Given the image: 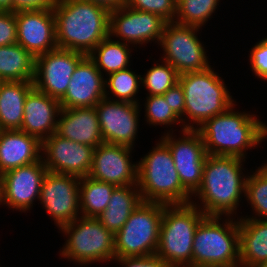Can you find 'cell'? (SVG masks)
Returning a JSON list of instances; mask_svg holds the SVG:
<instances>
[{"label":"cell","mask_w":267,"mask_h":267,"mask_svg":"<svg viewBox=\"0 0 267 267\" xmlns=\"http://www.w3.org/2000/svg\"><path fill=\"white\" fill-rule=\"evenodd\" d=\"M256 43V44H255ZM248 51V64L252 75L267 83V36L255 42Z\"/></svg>","instance_id":"d590c367"},{"label":"cell","mask_w":267,"mask_h":267,"mask_svg":"<svg viewBox=\"0 0 267 267\" xmlns=\"http://www.w3.org/2000/svg\"><path fill=\"white\" fill-rule=\"evenodd\" d=\"M87 1H91L97 5H100L108 9L109 11L117 9L125 3V0H87Z\"/></svg>","instance_id":"60d3db41"},{"label":"cell","mask_w":267,"mask_h":267,"mask_svg":"<svg viewBox=\"0 0 267 267\" xmlns=\"http://www.w3.org/2000/svg\"><path fill=\"white\" fill-rule=\"evenodd\" d=\"M215 67L179 75L185 96L184 129L197 130L207 120L224 113L236 103L225 78ZM217 71V72H216Z\"/></svg>","instance_id":"277c9868"},{"label":"cell","mask_w":267,"mask_h":267,"mask_svg":"<svg viewBox=\"0 0 267 267\" xmlns=\"http://www.w3.org/2000/svg\"><path fill=\"white\" fill-rule=\"evenodd\" d=\"M140 202L142 198L138 185L116 186L108 206L96 218L107 230L115 234L126 223Z\"/></svg>","instance_id":"484cf974"},{"label":"cell","mask_w":267,"mask_h":267,"mask_svg":"<svg viewBox=\"0 0 267 267\" xmlns=\"http://www.w3.org/2000/svg\"><path fill=\"white\" fill-rule=\"evenodd\" d=\"M125 5L134 10L156 14L167 22H174L177 0H125Z\"/></svg>","instance_id":"e575fe53"},{"label":"cell","mask_w":267,"mask_h":267,"mask_svg":"<svg viewBox=\"0 0 267 267\" xmlns=\"http://www.w3.org/2000/svg\"><path fill=\"white\" fill-rule=\"evenodd\" d=\"M220 4L221 0H177L174 22L204 29L206 24L215 18L213 16L217 15Z\"/></svg>","instance_id":"d6a6232c"},{"label":"cell","mask_w":267,"mask_h":267,"mask_svg":"<svg viewBox=\"0 0 267 267\" xmlns=\"http://www.w3.org/2000/svg\"><path fill=\"white\" fill-rule=\"evenodd\" d=\"M237 106L236 102L224 113L207 120L197 129L208 155L237 156L248 159L247 154H250L248 151L261 147L263 120L257 112L241 111Z\"/></svg>","instance_id":"3957f363"},{"label":"cell","mask_w":267,"mask_h":267,"mask_svg":"<svg viewBox=\"0 0 267 267\" xmlns=\"http://www.w3.org/2000/svg\"><path fill=\"white\" fill-rule=\"evenodd\" d=\"M116 185L82 177L79 183L80 215L98 217L108 206Z\"/></svg>","instance_id":"f1b7e54d"},{"label":"cell","mask_w":267,"mask_h":267,"mask_svg":"<svg viewBox=\"0 0 267 267\" xmlns=\"http://www.w3.org/2000/svg\"><path fill=\"white\" fill-rule=\"evenodd\" d=\"M202 30L203 28L197 26L168 22L157 46L162 49L159 58L171 64L179 75L204 71L213 66L210 65L212 61L207 54L206 42L200 37Z\"/></svg>","instance_id":"30bf717a"},{"label":"cell","mask_w":267,"mask_h":267,"mask_svg":"<svg viewBox=\"0 0 267 267\" xmlns=\"http://www.w3.org/2000/svg\"><path fill=\"white\" fill-rule=\"evenodd\" d=\"M33 88V81H7L0 84L1 130L21 129L25 100Z\"/></svg>","instance_id":"d4e9b609"},{"label":"cell","mask_w":267,"mask_h":267,"mask_svg":"<svg viewBox=\"0 0 267 267\" xmlns=\"http://www.w3.org/2000/svg\"><path fill=\"white\" fill-rule=\"evenodd\" d=\"M164 203L142 201L114 234L115 258L156 254Z\"/></svg>","instance_id":"9c48e42d"},{"label":"cell","mask_w":267,"mask_h":267,"mask_svg":"<svg viewBox=\"0 0 267 267\" xmlns=\"http://www.w3.org/2000/svg\"><path fill=\"white\" fill-rule=\"evenodd\" d=\"M95 108L104 143L136 148L142 114L139 104L103 98Z\"/></svg>","instance_id":"9a60e30c"},{"label":"cell","mask_w":267,"mask_h":267,"mask_svg":"<svg viewBox=\"0 0 267 267\" xmlns=\"http://www.w3.org/2000/svg\"><path fill=\"white\" fill-rule=\"evenodd\" d=\"M252 267H267V261L266 262H262L260 264L255 265V266H252Z\"/></svg>","instance_id":"ee69618b"},{"label":"cell","mask_w":267,"mask_h":267,"mask_svg":"<svg viewBox=\"0 0 267 267\" xmlns=\"http://www.w3.org/2000/svg\"><path fill=\"white\" fill-rule=\"evenodd\" d=\"M86 55L56 48L35 58L34 87L60 100L66 93L72 74Z\"/></svg>","instance_id":"2e32d148"},{"label":"cell","mask_w":267,"mask_h":267,"mask_svg":"<svg viewBox=\"0 0 267 267\" xmlns=\"http://www.w3.org/2000/svg\"><path fill=\"white\" fill-rule=\"evenodd\" d=\"M134 152V148L125 145L100 144L94 148L89 177L116 186L137 185L138 161L133 159Z\"/></svg>","instance_id":"ac0fdd59"},{"label":"cell","mask_w":267,"mask_h":267,"mask_svg":"<svg viewBox=\"0 0 267 267\" xmlns=\"http://www.w3.org/2000/svg\"><path fill=\"white\" fill-rule=\"evenodd\" d=\"M240 267L267 261V220L239 218Z\"/></svg>","instance_id":"cb8c5ba5"},{"label":"cell","mask_w":267,"mask_h":267,"mask_svg":"<svg viewBox=\"0 0 267 267\" xmlns=\"http://www.w3.org/2000/svg\"><path fill=\"white\" fill-rule=\"evenodd\" d=\"M114 263L119 267H170L156 254L146 257L115 258Z\"/></svg>","instance_id":"74e56055"},{"label":"cell","mask_w":267,"mask_h":267,"mask_svg":"<svg viewBox=\"0 0 267 267\" xmlns=\"http://www.w3.org/2000/svg\"><path fill=\"white\" fill-rule=\"evenodd\" d=\"M267 141V121L263 122V142ZM262 164L267 168V159L261 161Z\"/></svg>","instance_id":"7bdbcfd3"},{"label":"cell","mask_w":267,"mask_h":267,"mask_svg":"<svg viewBox=\"0 0 267 267\" xmlns=\"http://www.w3.org/2000/svg\"><path fill=\"white\" fill-rule=\"evenodd\" d=\"M245 163L246 159L237 156L207 155L201 186L190 203L207 216L240 218L250 171Z\"/></svg>","instance_id":"6da1fadb"},{"label":"cell","mask_w":267,"mask_h":267,"mask_svg":"<svg viewBox=\"0 0 267 267\" xmlns=\"http://www.w3.org/2000/svg\"><path fill=\"white\" fill-rule=\"evenodd\" d=\"M133 50L138 52L132 45L115 40L109 35L88 56L106 77L111 73L133 66L132 55L135 53Z\"/></svg>","instance_id":"4316f807"},{"label":"cell","mask_w":267,"mask_h":267,"mask_svg":"<svg viewBox=\"0 0 267 267\" xmlns=\"http://www.w3.org/2000/svg\"><path fill=\"white\" fill-rule=\"evenodd\" d=\"M131 66L124 70L111 73L105 77V98L140 104L141 73H136ZM139 95V96H138Z\"/></svg>","instance_id":"f546056e"},{"label":"cell","mask_w":267,"mask_h":267,"mask_svg":"<svg viewBox=\"0 0 267 267\" xmlns=\"http://www.w3.org/2000/svg\"><path fill=\"white\" fill-rule=\"evenodd\" d=\"M138 159V189L142 201L189 204L192 194L182 185L169 147L160 139Z\"/></svg>","instance_id":"5b68a950"},{"label":"cell","mask_w":267,"mask_h":267,"mask_svg":"<svg viewBox=\"0 0 267 267\" xmlns=\"http://www.w3.org/2000/svg\"><path fill=\"white\" fill-rule=\"evenodd\" d=\"M0 12H13V0H0Z\"/></svg>","instance_id":"b9f144b4"},{"label":"cell","mask_w":267,"mask_h":267,"mask_svg":"<svg viewBox=\"0 0 267 267\" xmlns=\"http://www.w3.org/2000/svg\"><path fill=\"white\" fill-rule=\"evenodd\" d=\"M79 177L47 172L40 191V204L58 230L80 217Z\"/></svg>","instance_id":"5bb4252c"},{"label":"cell","mask_w":267,"mask_h":267,"mask_svg":"<svg viewBox=\"0 0 267 267\" xmlns=\"http://www.w3.org/2000/svg\"><path fill=\"white\" fill-rule=\"evenodd\" d=\"M166 102L170 104L172 111L181 119L184 129L185 96L180 83H176L163 94Z\"/></svg>","instance_id":"f35d334b"},{"label":"cell","mask_w":267,"mask_h":267,"mask_svg":"<svg viewBox=\"0 0 267 267\" xmlns=\"http://www.w3.org/2000/svg\"><path fill=\"white\" fill-rule=\"evenodd\" d=\"M167 23L156 14L134 10L123 4L110 11L109 35L141 50L150 43L159 45Z\"/></svg>","instance_id":"7c38bea8"},{"label":"cell","mask_w":267,"mask_h":267,"mask_svg":"<svg viewBox=\"0 0 267 267\" xmlns=\"http://www.w3.org/2000/svg\"><path fill=\"white\" fill-rule=\"evenodd\" d=\"M56 133L93 148L104 143L95 107L61 108Z\"/></svg>","instance_id":"7402d4cb"},{"label":"cell","mask_w":267,"mask_h":267,"mask_svg":"<svg viewBox=\"0 0 267 267\" xmlns=\"http://www.w3.org/2000/svg\"><path fill=\"white\" fill-rule=\"evenodd\" d=\"M17 43L35 58L58 48L53 9L16 12Z\"/></svg>","instance_id":"d6986e66"},{"label":"cell","mask_w":267,"mask_h":267,"mask_svg":"<svg viewBox=\"0 0 267 267\" xmlns=\"http://www.w3.org/2000/svg\"><path fill=\"white\" fill-rule=\"evenodd\" d=\"M145 98L143 97L144 100L139 104L141 108L144 107L142 112L145 125L166 128L160 135L178 132V129L174 130V127L177 128L176 125L181 128L179 131L184 130L181 119L172 111L163 95L145 96Z\"/></svg>","instance_id":"1f68e13d"},{"label":"cell","mask_w":267,"mask_h":267,"mask_svg":"<svg viewBox=\"0 0 267 267\" xmlns=\"http://www.w3.org/2000/svg\"><path fill=\"white\" fill-rule=\"evenodd\" d=\"M57 0H13V12L22 10L52 9Z\"/></svg>","instance_id":"ab89813d"},{"label":"cell","mask_w":267,"mask_h":267,"mask_svg":"<svg viewBox=\"0 0 267 267\" xmlns=\"http://www.w3.org/2000/svg\"><path fill=\"white\" fill-rule=\"evenodd\" d=\"M58 48L89 55L109 36L110 11L87 0H57L52 8Z\"/></svg>","instance_id":"7a4b0ae2"},{"label":"cell","mask_w":267,"mask_h":267,"mask_svg":"<svg viewBox=\"0 0 267 267\" xmlns=\"http://www.w3.org/2000/svg\"><path fill=\"white\" fill-rule=\"evenodd\" d=\"M205 216L192 203L164 204L156 255L170 267H192L194 233Z\"/></svg>","instance_id":"ba28073f"},{"label":"cell","mask_w":267,"mask_h":267,"mask_svg":"<svg viewBox=\"0 0 267 267\" xmlns=\"http://www.w3.org/2000/svg\"><path fill=\"white\" fill-rule=\"evenodd\" d=\"M152 60L153 66L141 74V89L144 88L142 91H146V96L163 95L178 83L179 74L171 64L161 58Z\"/></svg>","instance_id":"836d02e7"},{"label":"cell","mask_w":267,"mask_h":267,"mask_svg":"<svg viewBox=\"0 0 267 267\" xmlns=\"http://www.w3.org/2000/svg\"><path fill=\"white\" fill-rule=\"evenodd\" d=\"M48 169L42 159L11 169L0 175V206L28 213L39 202L43 179Z\"/></svg>","instance_id":"4fadbf2b"},{"label":"cell","mask_w":267,"mask_h":267,"mask_svg":"<svg viewBox=\"0 0 267 267\" xmlns=\"http://www.w3.org/2000/svg\"><path fill=\"white\" fill-rule=\"evenodd\" d=\"M42 142L21 130L0 132V175L41 160Z\"/></svg>","instance_id":"603a6c76"},{"label":"cell","mask_w":267,"mask_h":267,"mask_svg":"<svg viewBox=\"0 0 267 267\" xmlns=\"http://www.w3.org/2000/svg\"><path fill=\"white\" fill-rule=\"evenodd\" d=\"M35 57L18 43L0 46V79L34 81Z\"/></svg>","instance_id":"83f0119b"},{"label":"cell","mask_w":267,"mask_h":267,"mask_svg":"<svg viewBox=\"0 0 267 267\" xmlns=\"http://www.w3.org/2000/svg\"><path fill=\"white\" fill-rule=\"evenodd\" d=\"M245 202L251 208L250 215L247 212L241 218L267 220V168L262 163L248 173Z\"/></svg>","instance_id":"4dcf8cb0"},{"label":"cell","mask_w":267,"mask_h":267,"mask_svg":"<svg viewBox=\"0 0 267 267\" xmlns=\"http://www.w3.org/2000/svg\"><path fill=\"white\" fill-rule=\"evenodd\" d=\"M94 148L59 136L56 132L42 141L41 159L49 172L89 176Z\"/></svg>","instance_id":"e0dca14e"},{"label":"cell","mask_w":267,"mask_h":267,"mask_svg":"<svg viewBox=\"0 0 267 267\" xmlns=\"http://www.w3.org/2000/svg\"><path fill=\"white\" fill-rule=\"evenodd\" d=\"M104 82L105 77L86 55L78 63L65 95L59 100L61 108L95 107L105 98Z\"/></svg>","instance_id":"ffe728a7"},{"label":"cell","mask_w":267,"mask_h":267,"mask_svg":"<svg viewBox=\"0 0 267 267\" xmlns=\"http://www.w3.org/2000/svg\"><path fill=\"white\" fill-rule=\"evenodd\" d=\"M63 234L64 244L58 251L59 259L78 266L112 263L115 259L114 233L107 230L94 217L80 216L58 231Z\"/></svg>","instance_id":"52a82bcc"},{"label":"cell","mask_w":267,"mask_h":267,"mask_svg":"<svg viewBox=\"0 0 267 267\" xmlns=\"http://www.w3.org/2000/svg\"><path fill=\"white\" fill-rule=\"evenodd\" d=\"M60 111L61 105L58 99L34 87L25 100L20 130L42 142L56 132Z\"/></svg>","instance_id":"44dd1931"},{"label":"cell","mask_w":267,"mask_h":267,"mask_svg":"<svg viewBox=\"0 0 267 267\" xmlns=\"http://www.w3.org/2000/svg\"><path fill=\"white\" fill-rule=\"evenodd\" d=\"M192 267H240L239 218L205 216L194 233Z\"/></svg>","instance_id":"8992f818"},{"label":"cell","mask_w":267,"mask_h":267,"mask_svg":"<svg viewBox=\"0 0 267 267\" xmlns=\"http://www.w3.org/2000/svg\"><path fill=\"white\" fill-rule=\"evenodd\" d=\"M159 136L171 151L182 185L193 195L201 186L208 155L200 132L184 129Z\"/></svg>","instance_id":"8fae6325"},{"label":"cell","mask_w":267,"mask_h":267,"mask_svg":"<svg viewBox=\"0 0 267 267\" xmlns=\"http://www.w3.org/2000/svg\"><path fill=\"white\" fill-rule=\"evenodd\" d=\"M17 43L16 12H0V46Z\"/></svg>","instance_id":"8d00e7d4"}]
</instances>
